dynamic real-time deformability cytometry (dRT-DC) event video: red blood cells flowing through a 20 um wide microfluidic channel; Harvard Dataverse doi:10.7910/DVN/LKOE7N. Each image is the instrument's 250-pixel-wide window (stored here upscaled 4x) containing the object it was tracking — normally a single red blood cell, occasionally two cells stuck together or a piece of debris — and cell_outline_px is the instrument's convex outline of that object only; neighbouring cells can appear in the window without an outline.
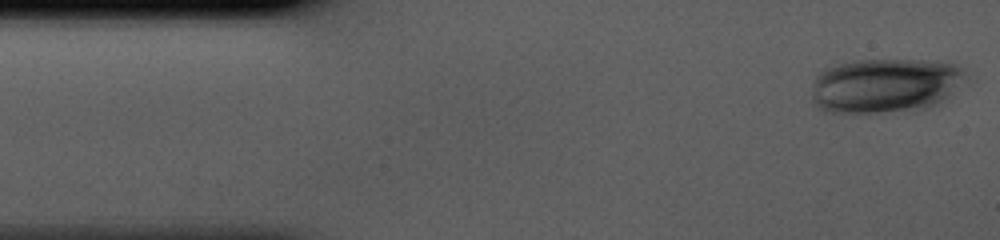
{"species": "human", "species_latin": "Homo sapiens", "temperature_condition": "cold", "stored_images_in_passage": 41, "camera_frame_rate_fps": 3000, "um_per_image_px": 0.085, "donor": {"sex": "male"}, "frame": {"image": 1, "passage_image": 1, "time_ms": 0.0, "image_size_px": [1000, 240], "cell_outline_px": [[964, 72], [948, 96], [936, 104], [928, 108], [912, 112], [824, 112], [812, 100], [812, 88], [816, 76], [820, 72], [828, 68], [840, 64], [856, 60], [924, 60], [956, 64], [964, 68]], "centroid_in_image_um": [75.19, 7.28], "position_along_channel_um": 9.8, "area_um2": 48.55}}
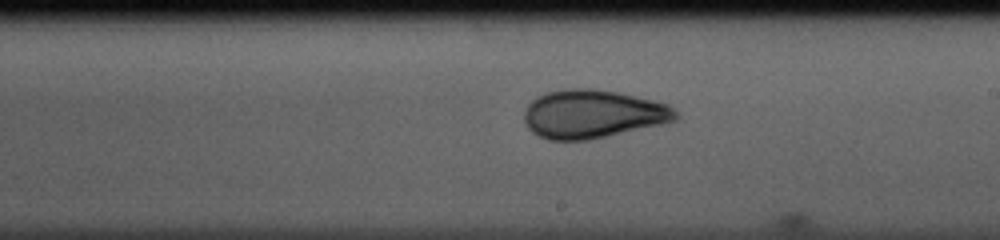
{"frame": {"image": 2, "passage_image": 23, "time_ms": 7.333, "image_size_px": [1000, 240], "cell_outline_px": [[680, 116], [676, 120], [664, 124], [608, 136], [588, 140], [548, 140], [532, 132], [524, 124], [524, 108], [536, 96], [548, 92], [564, 88], [596, 88], [620, 92], [668, 104]], "centroid_in_image_um": [50.37, 9.68], "position_along_channel_um": 238.6, "area_um2": 43.23}}
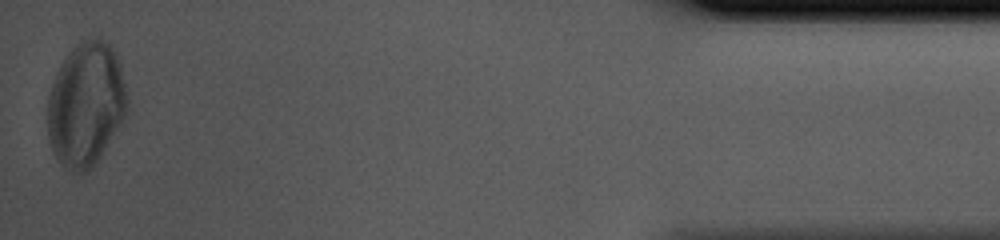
{"frame": {"image": 3, "passage_image": 41, "time_ms": 13.333, "image_size_px": [1000, 240], "cell_outline_px": [[128, 112], [100, 156], [92, 168], [88, 172], [72, 172], [64, 168], [60, 164], [52, 152], [48, 136], [48, 96], [52, 84], [64, 60], [72, 48], [76, 44], [84, 40], [104, 40], [112, 48], [120, 60], [128, 100]], "centroid_in_image_um": [7.31, 8.91], "position_along_channel_um": 427.9, "area_um2": 57.4}}